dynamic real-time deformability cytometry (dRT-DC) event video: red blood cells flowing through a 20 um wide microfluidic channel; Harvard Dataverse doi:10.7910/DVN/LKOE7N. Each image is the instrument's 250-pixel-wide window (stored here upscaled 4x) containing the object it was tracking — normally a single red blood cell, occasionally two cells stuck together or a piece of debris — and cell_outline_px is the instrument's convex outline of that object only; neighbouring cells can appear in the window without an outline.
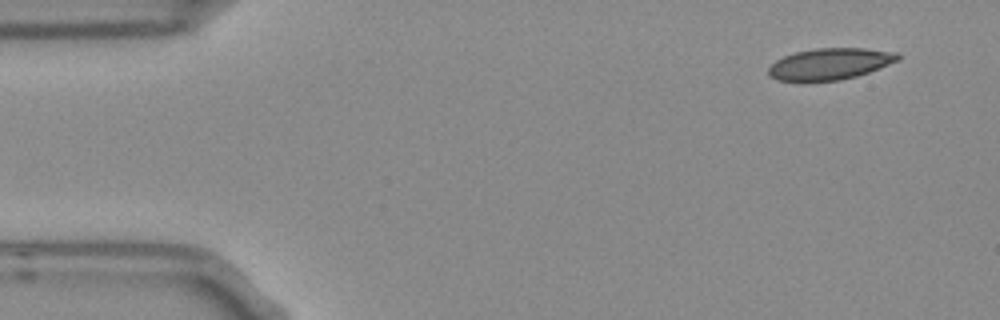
{"species": "Egyptian fruit bat (a non-hibernating species)", "species_latin": "Rousettus aegyptiacus", "temperature_condition": "room temperature", "stored_images_in_passage": 4, "camera_frame_rate_fps": 3000, "um_per_image_px": 0.085, "frame": {"image": 1, "passage_image": 1, "time_ms": 0.0, "image_size_px": [1000, 320], "cell_outline_px": [[900, 60], [868, 72], [856, 76], [840, 80], [776, 80], [768, 76], [768, 68], [776, 60], [784, 56], [796, 52], [816, 48], [864, 48], [900, 52]], "centroid_in_image_um": [70.57, 5.41], "position_along_channel_um": 14.4, "area_um2": 23.58}}
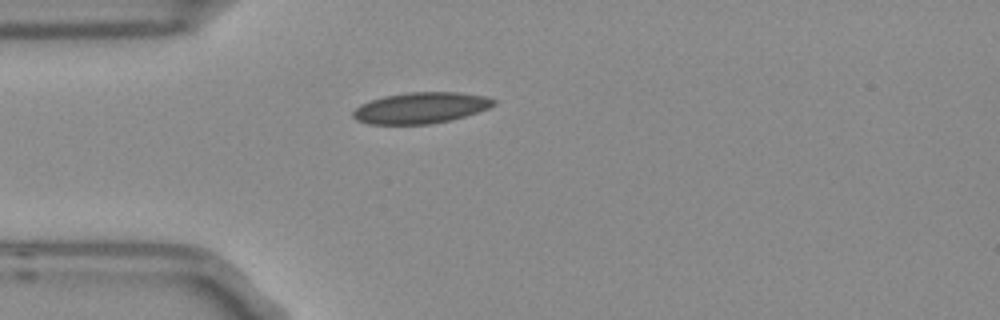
{"frame": {"image": 2, "passage_image": 4, "time_ms": 1.0, "image_size_px": [1000, 320], "cell_outline_px": [[496, 104], [488, 108], [452, 120], [432, 124], [368, 124], [356, 120], [352, 116], [352, 112], [360, 104], [384, 96], [408, 92], [460, 92], [488, 96], [496, 100]], "centroid_in_image_um": [35.78, 9.17], "position_along_channel_um": 49.2, "area_um2": 25.61}}